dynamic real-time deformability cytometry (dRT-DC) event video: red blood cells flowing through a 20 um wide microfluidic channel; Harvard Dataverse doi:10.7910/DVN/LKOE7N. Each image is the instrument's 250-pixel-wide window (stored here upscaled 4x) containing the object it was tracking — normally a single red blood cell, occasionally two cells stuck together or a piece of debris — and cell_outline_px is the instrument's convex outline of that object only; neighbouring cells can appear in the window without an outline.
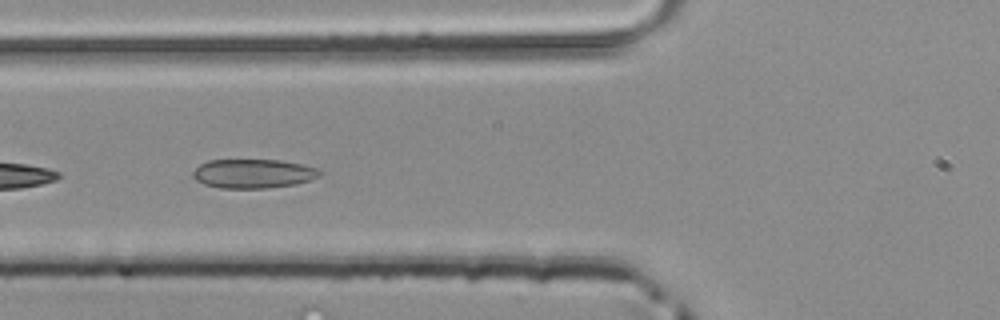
{"species": "common noctule bat (a hibernating species)", "species_latin": "Nyctalus noctula", "temperature_condition": "room temperature", "stored_images_in_passage": 32, "camera_frame_rate_fps": 3000, "um_per_image_px": 0.085, "animal": {"sex": "male", "body_mass_g": 20.4}, "frame": {"image": 1, "passage_image": 14, "time_ms": 4.333, "image_size_px": [1000, 320], "cell_outline_px": [[320, 176], [296, 184], [268, 188], [220, 188], [204, 184], [196, 180], [192, 176], [192, 172], [200, 164], [208, 160], [280, 160], [300, 164], [316, 168], [320, 172]], "centroid_in_image_um": [21.48, 14.76], "position_along_channel_um": 104.3, "area_um2": 21.39}}